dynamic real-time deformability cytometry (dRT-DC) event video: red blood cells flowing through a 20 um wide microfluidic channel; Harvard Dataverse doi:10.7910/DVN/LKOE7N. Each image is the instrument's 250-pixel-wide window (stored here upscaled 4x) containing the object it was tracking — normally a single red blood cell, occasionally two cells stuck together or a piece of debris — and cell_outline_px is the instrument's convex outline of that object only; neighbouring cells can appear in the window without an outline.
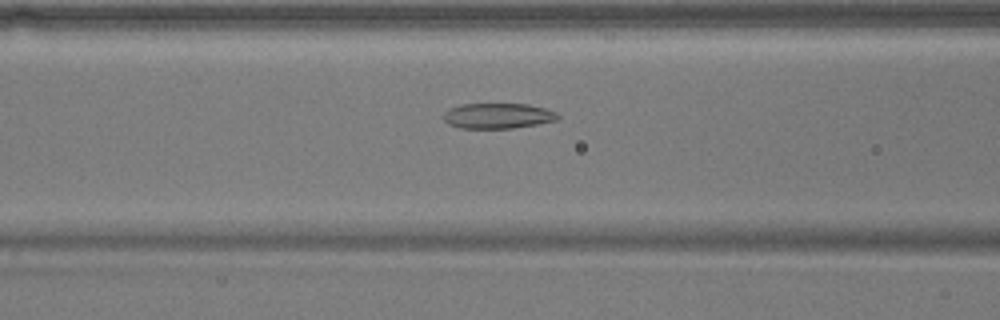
{"species": "common noctule bat (a hibernating species)", "species_latin": "Nyctalus noctula", "temperature_condition": "warm", "stored_images_in_passage": 13, "camera_frame_rate_fps": 3000, "um_per_image_px": 0.085, "animal": {"sex": "male", "body_mass_g": 17.9}, "frame": {"image": 1, "passage_image": 8, "time_ms": 2.333, "image_size_px": [1000, 320], "cell_outline_px": [[560, 120], [512, 128], [460, 128], [448, 124], [444, 120], [444, 112], [448, 108], [460, 104], [528, 104], [544, 108], [556, 112], [560, 116]], "centroid_in_image_um": [42.31, 9.84], "position_along_channel_um": 124.3, "area_um2": 16.99}}
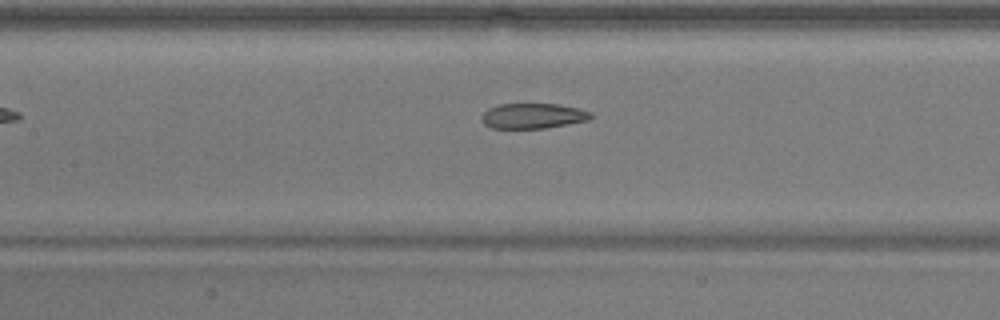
{"frame": {"image": 2, "passage_image": 11, "time_ms": 3.333, "image_size_px": [1000, 320], "cell_outline_px": [[592, 116], [588, 120], [568, 124], [544, 128], [492, 128], [484, 124], [480, 120], [480, 116], [488, 108], [500, 104], [560, 104], [592, 112]], "centroid_in_image_um": [45.26, 9.85], "position_along_channel_um": 162.1, "area_um2": 16.07}}